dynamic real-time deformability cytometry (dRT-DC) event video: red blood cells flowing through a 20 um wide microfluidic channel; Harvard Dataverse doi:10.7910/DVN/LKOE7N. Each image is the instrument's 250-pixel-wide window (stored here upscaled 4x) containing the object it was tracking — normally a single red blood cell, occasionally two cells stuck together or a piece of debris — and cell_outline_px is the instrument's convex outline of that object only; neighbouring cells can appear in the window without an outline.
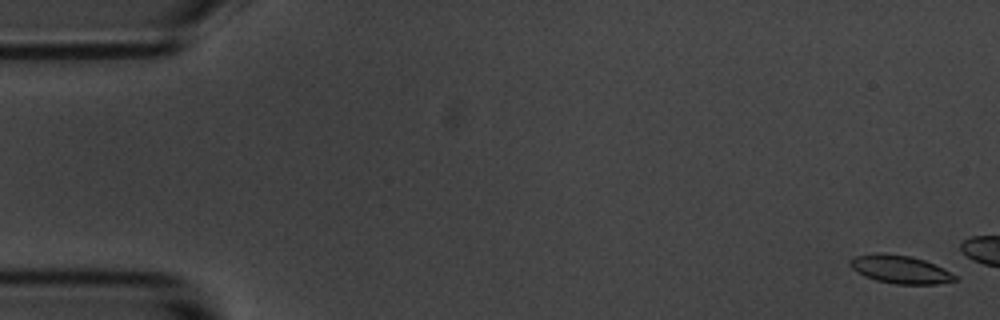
{"species": "common noctule bat (a hibernating species)", "species_latin": "Nyctalus noctula", "temperature_condition": "room temperature", "stored_images_in_passage": 6, "camera_frame_rate_fps": 3000, "um_per_image_px": 0.085, "animal": {"sex": "male", "body_mass_g": 20.1, "forearm_length_mm": 53.5}, "frame": {"image": 1, "passage_image": 1, "time_ms": 0.0, "image_size_px": [1000, 320], "cell_outline_px": [[960, 280], [936, 284], [896, 284], [876, 280], [864, 276], [856, 272], [848, 264], [848, 260], [856, 256], [876, 252], [884, 252], [912, 256], [924, 260], [944, 268], [956, 276]], "centroid_in_image_um": [76.5, 22.88], "position_along_channel_um": 8.5, "area_um2": 17.46}}